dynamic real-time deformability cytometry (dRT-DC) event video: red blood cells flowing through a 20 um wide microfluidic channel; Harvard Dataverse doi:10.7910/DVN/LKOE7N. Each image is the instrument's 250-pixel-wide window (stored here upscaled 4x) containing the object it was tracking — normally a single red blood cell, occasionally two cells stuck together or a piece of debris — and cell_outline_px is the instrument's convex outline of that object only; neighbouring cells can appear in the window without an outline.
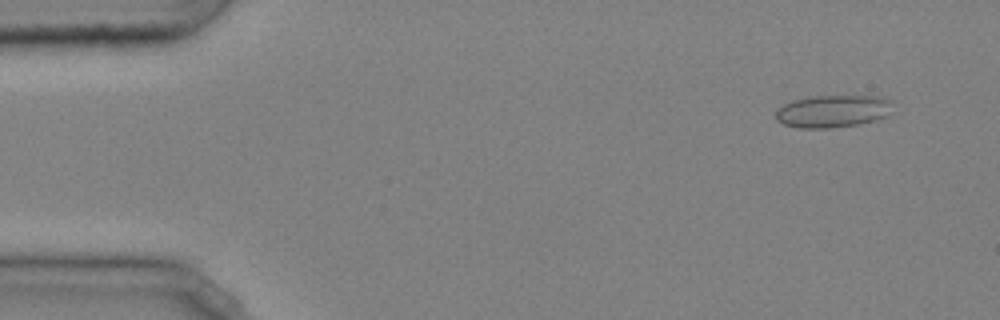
{"species": "common noctule bat (a hibernating species)", "species_latin": "Nyctalus noctula", "temperature_condition": "cold", "stored_images_in_passage": 45, "camera_frame_rate_fps": 3000, "um_per_image_px": 0.085, "animal": {"sex": "male", "body_mass_g": 20.4}, "frame": {"image": 1, "passage_image": 4, "time_ms": 1.0, "image_size_px": [1000, 320], "cell_outline_px": [[892, 100], [888, 116], [876, 120], [860, 124], [828, 128], [800, 128], [784, 124], [776, 120], [776, 108], [792, 100], [812, 96], [884, 96]], "centroid_in_image_um": [70.79, 9.45], "position_along_channel_um": 14.2, "area_um2": 22.31}}
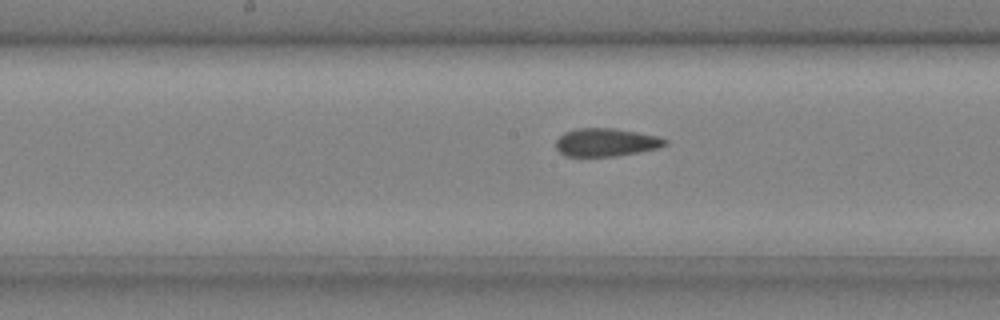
{"frame": {"image": 2, "passage_image": 25, "time_ms": 8.0, "image_size_px": [1000, 320], "cell_outline_px": [[668, 144], [656, 148], [636, 152], [612, 156], [564, 156], [556, 148], [556, 140], [564, 132], [576, 128], [612, 128], [636, 132], [656, 136], [668, 140]], "centroid_in_image_um": [51.47, 12.09], "position_along_channel_um": 196.7, "area_um2": 17.63}}
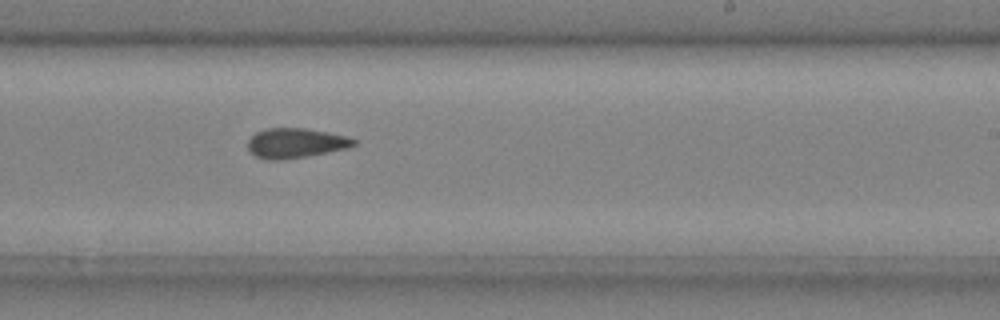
{"frame": {"image": 3, "passage_image": 30, "time_ms": 9.667, "image_size_px": [1000, 320], "cell_outline_px": [[356, 144], [348, 148], [304, 156], [280, 160], [268, 160], [256, 156], [248, 148], [248, 140], [256, 132], [264, 128], [304, 128], [328, 132], [348, 136], [356, 140]], "centroid_in_image_um": [25.12, 12.15], "position_along_channel_um": 263.9, "area_um2": 18.26}, "authors_computed_cell_mechanics": {"area_um2": 18.785, "velocity_mm_per_s": 4.0357, "shape_relaxation_time_tau1_ms": null, "shape_relaxation_time_tau2_ms": 3.1238, "deformation_change_tau1": null, "deformation_change_tau2": 0.0919}}